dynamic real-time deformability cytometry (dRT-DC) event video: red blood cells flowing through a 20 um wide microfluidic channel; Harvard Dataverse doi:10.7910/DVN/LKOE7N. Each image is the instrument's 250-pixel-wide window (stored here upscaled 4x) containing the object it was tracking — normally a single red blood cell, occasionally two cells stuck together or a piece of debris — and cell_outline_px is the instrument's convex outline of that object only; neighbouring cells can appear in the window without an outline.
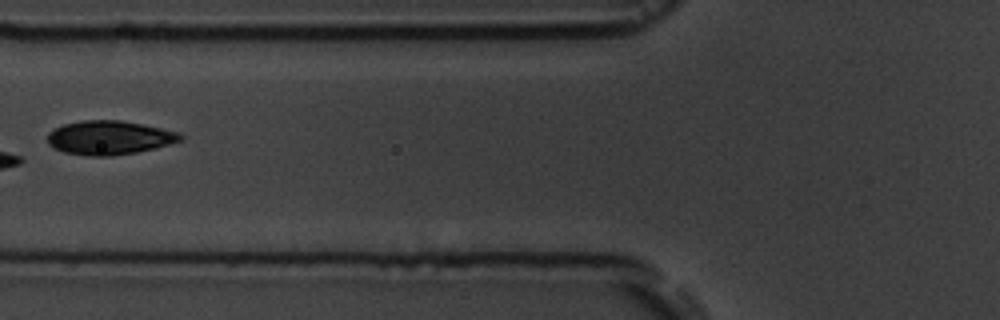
{"species": "common noctule bat (a hibernating species)", "species_latin": "Nyctalus noctula", "temperature_condition": "room temperature", "stored_images_in_passage": 7, "camera_frame_rate_fps": 3000, "um_per_image_px": 0.085, "animal": {"sex": "male", "body_mass_g": 19.5, "forearm_length_mm": 54.6}, "frame": {"image": 1, "passage_image": 6, "time_ms": 6.667, "image_size_px": [1000, 320], "cell_outline_px": [[184, 140], [156, 148], [136, 152], [112, 156], [88, 156], [64, 152], [52, 148], [48, 144], [48, 132], [64, 124], [80, 120], [120, 120], [144, 124], [180, 132], [184, 136]], "centroid_in_image_um": [9.32, 11.7], "position_along_channel_um": 116.5, "area_um2": 26.59}}
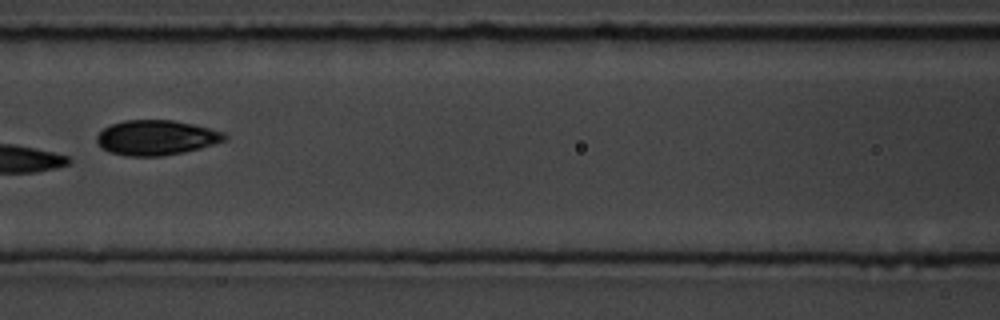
{"frame": {"image": 2, "passage_image": 7, "time_ms": 7.667, "image_size_px": [1000, 320], "cell_outline_px": [[228, 136], [224, 140], [200, 148], [184, 152], [160, 156], [128, 156], [108, 152], [100, 148], [96, 140], [96, 136], [104, 128], [112, 124], [124, 120], [172, 120], [192, 124], [224, 132]], "centroid_in_image_um": [13.24, 11.7], "position_along_channel_um": 153.4, "area_um2": 25.95}}